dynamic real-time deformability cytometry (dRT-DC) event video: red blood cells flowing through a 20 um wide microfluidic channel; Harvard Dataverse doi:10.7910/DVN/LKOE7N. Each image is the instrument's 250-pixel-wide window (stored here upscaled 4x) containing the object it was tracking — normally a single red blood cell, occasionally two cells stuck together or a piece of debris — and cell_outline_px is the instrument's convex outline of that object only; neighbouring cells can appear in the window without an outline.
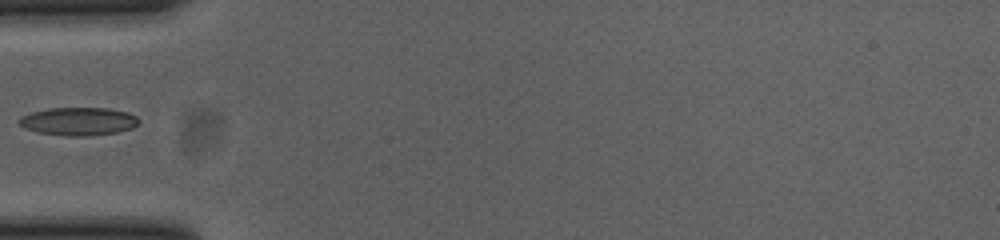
{"species": "common noctule bat (a hibernating species)", "species_latin": "Nyctalus noctula", "temperature_condition": "cold", "stored_images_in_passage": 36, "camera_frame_rate_fps": 3000, "um_per_image_px": 0.085, "animal": {"sex": "female", "body_mass_g": 23.0, "forearm_length_mm": 53.4}, "frame": {"image": 1, "passage_image": 1, "time_ms": 0.0, "image_size_px": [1000, 240], "cell_outline_px": [[140, 120], [132, 128], [116, 132], [88, 136], [68, 136], [40, 132], [24, 128], [16, 120], [20, 116], [32, 112], [48, 108], [108, 108], [128, 112], [136, 116]], "centroid_in_image_um": [6.65, 10.3], "position_along_channel_um": 78.3, "area_um2": 19.54}}
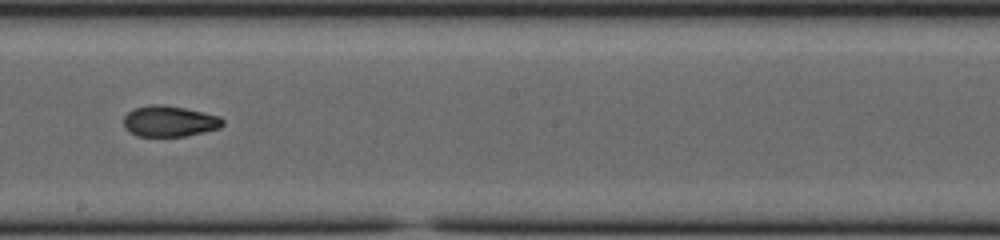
{"frame": {"image": 2, "passage_image": 13, "time_ms": 4.0, "image_size_px": [1000, 240], "cell_outline_px": [[224, 124], [220, 128], [184, 136], [136, 136], [128, 132], [124, 128], [124, 116], [128, 112], [136, 108], [152, 104], [164, 104], [184, 108], [220, 116], [224, 120]], "centroid_in_image_um": [14.39, 10.31], "position_along_channel_um": 233.8, "area_um2": 17.86}}
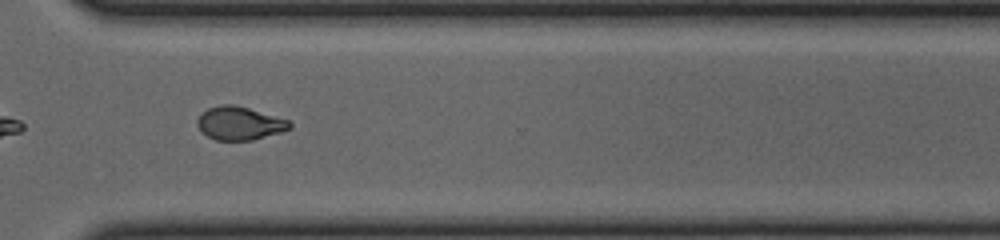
{"frame": {"image": 3, "passage_image": 22, "time_ms": 7.0, "image_size_px": [1000, 240], "cell_outline_px": [[292, 128], [280, 132], [252, 140], [216, 140], [200, 132], [196, 124], [196, 120], [208, 108], [220, 104], [232, 104], [248, 108], [288, 120], [292, 124]], "centroid_in_image_um": [20.33, 10.48], "position_along_channel_um": 350.3, "area_um2": 17.8}}